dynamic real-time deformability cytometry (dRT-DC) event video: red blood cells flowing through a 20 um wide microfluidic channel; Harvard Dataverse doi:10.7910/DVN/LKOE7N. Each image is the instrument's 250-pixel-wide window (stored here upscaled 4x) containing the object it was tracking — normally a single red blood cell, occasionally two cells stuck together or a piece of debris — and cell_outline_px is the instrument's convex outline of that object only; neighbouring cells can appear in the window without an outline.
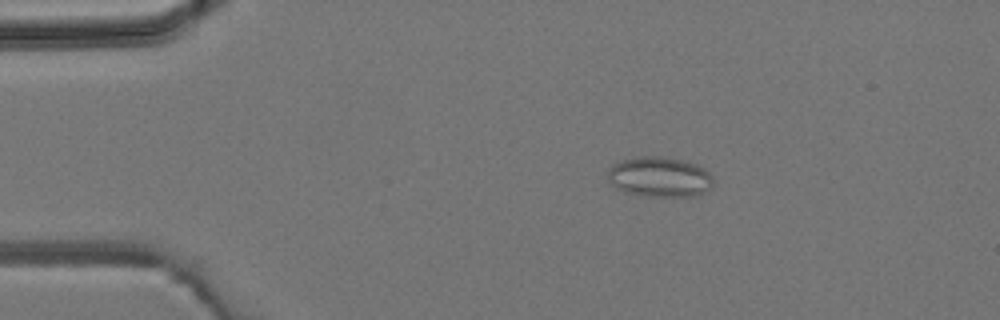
{"species": "common noctule bat (a hibernating species)", "species_latin": "Nyctalus noctula", "temperature_condition": "room temperature", "stored_images_in_passage": 5, "camera_frame_rate_fps": 3000, "um_per_image_px": 0.085, "animal": {"sex": "male", "body_mass_g": 19.2, "forearm_length_mm": 51.8}, "frame": {"image": 1, "passage_image": 3, "time_ms": 2.333, "image_size_px": [1000, 320], "cell_outline_px": [[712, 188], [708, 192], [696, 196], [644, 196], [624, 192], [616, 188], [608, 180], [608, 168], [612, 164], [636, 156], [664, 156], [696, 164], [704, 168], [712, 176]], "centroid_in_image_um": [56.07, 15.05], "position_along_channel_um": 28.9, "area_um2": 24.97}}